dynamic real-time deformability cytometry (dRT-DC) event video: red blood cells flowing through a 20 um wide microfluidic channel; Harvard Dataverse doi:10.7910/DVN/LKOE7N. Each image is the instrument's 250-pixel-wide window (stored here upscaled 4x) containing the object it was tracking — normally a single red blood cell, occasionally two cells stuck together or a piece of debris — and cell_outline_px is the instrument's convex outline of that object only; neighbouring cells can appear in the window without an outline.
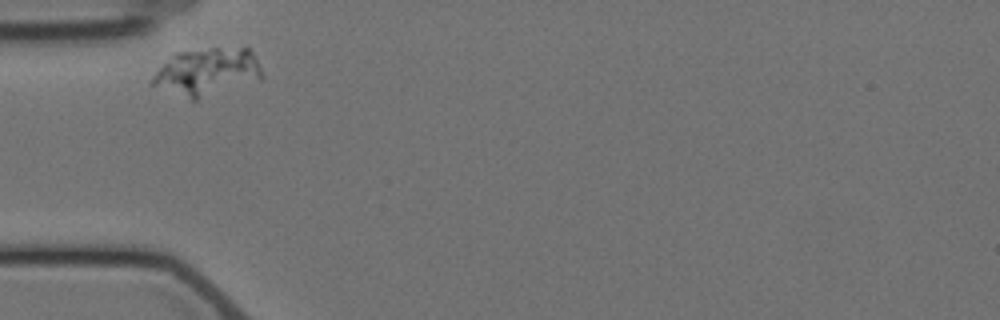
{"species": "Egyptian fruit bat (a non-hibernating species)", "species_latin": "Rousettus aegyptiacus", "temperature_condition": "cold", "stored_images_in_passage": 3, "camera_frame_rate_fps": 3000, "um_per_image_px": 0.085, "animal": {"sex": "female"}, "frame": {"image": 1, "passage_image": 1, "time_ms": 0.0, "image_size_px": [1000, 320], "cell_outline_px": [[264, 76], [260, 80], [196, 100], [192, 100], [148, 84], [152, 76], [176, 52], [212, 48], [248, 48], [252, 52]], "centroid_in_image_um": [17.6, 6.12], "position_along_channel_um": 67.4, "area_um2": 30.11}}
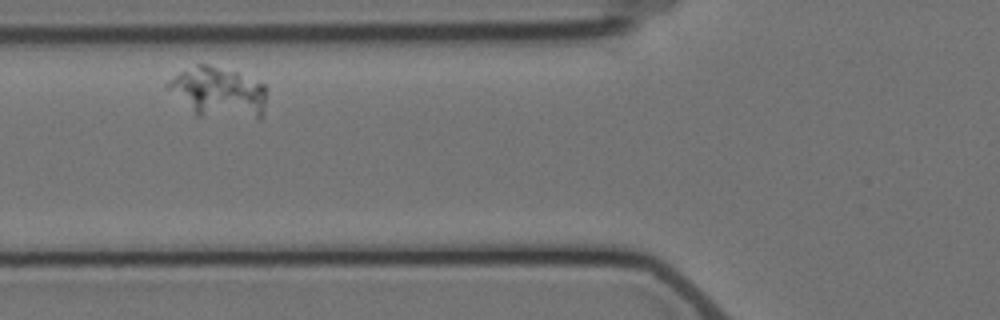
{"frame": {"image": 2, "passage_image": 2, "time_ms": 1.333, "image_size_px": [1000, 320], "cell_outline_px": [[268, 88], [264, 108], [260, 120], [256, 120], [196, 116], [164, 88], [164, 84], [168, 80], [180, 72], [196, 64], [208, 64], [236, 72], [264, 84]], "centroid_in_image_um": [18.56, 7.89], "position_along_channel_um": 107.2, "area_um2": 29.94}}
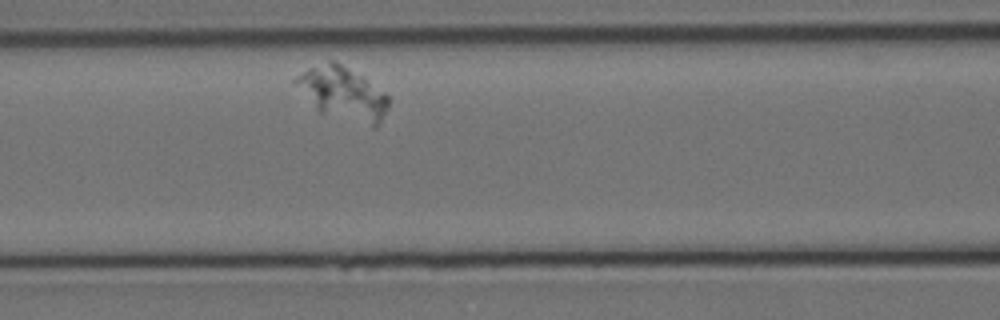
{"frame": {"image": 3, "passage_image": 3, "time_ms": 2.333, "image_size_px": [1000, 320], "cell_outline_px": [[388, 108], [376, 128], [372, 128], [316, 112], [292, 84], [292, 80], [296, 76], [308, 68], [328, 60], [336, 60], [364, 76], [384, 92], [388, 96]], "centroid_in_image_um": [29.08, 7.96], "position_along_channel_um": 137.5, "area_um2": 29.65}}